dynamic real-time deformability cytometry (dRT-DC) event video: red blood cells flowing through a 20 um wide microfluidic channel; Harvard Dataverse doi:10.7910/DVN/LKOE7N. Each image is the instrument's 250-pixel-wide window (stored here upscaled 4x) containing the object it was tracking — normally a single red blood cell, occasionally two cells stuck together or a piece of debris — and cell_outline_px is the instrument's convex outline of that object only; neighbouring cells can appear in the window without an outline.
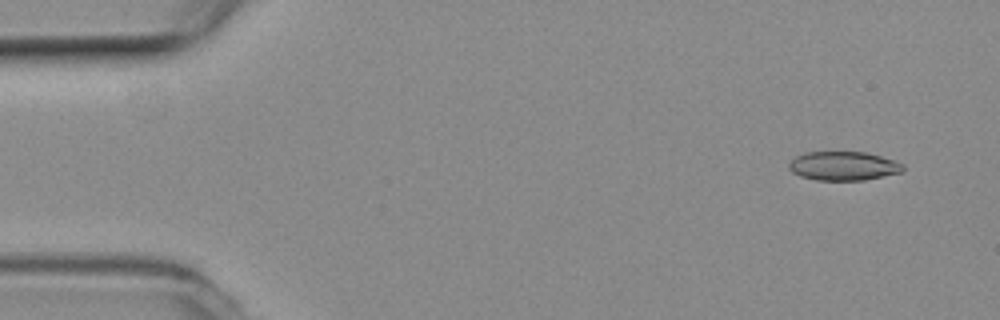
{"species": "common noctule bat (a hibernating species)", "species_latin": "Nyctalus noctula", "temperature_condition": "room temperature", "stored_images_in_passage": 5, "camera_frame_rate_fps": 3000, "um_per_image_px": 0.085, "animal": {"sex": "female", "body_mass_g": 19.3, "forearm_length_mm": 54.1}, "frame": {"image": 1, "passage_image": 2, "time_ms": 0.333, "image_size_px": [1000, 320], "cell_outline_px": [[904, 168], [900, 172], [864, 180], [816, 180], [800, 176], [792, 172], [788, 168], [788, 164], [796, 156], [804, 152], [864, 152], [880, 156], [904, 164]], "centroid_in_image_um": [71.65, 14.1], "position_along_channel_um": 13.4, "area_um2": 19.07}}
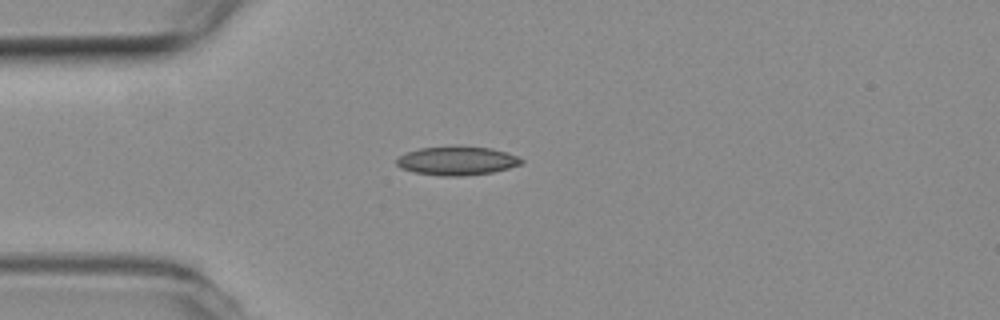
{"frame": {"image": 2, "passage_image": 5, "time_ms": 1.333, "image_size_px": [1000, 320], "cell_outline_px": [[524, 160], [520, 164], [508, 168], [492, 172], [464, 176], [440, 176], [412, 172], [400, 168], [396, 164], [396, 160], [400, 156], [408, 152], [420, 148], [460, 144], [492, 148], [516, 156]], "centroid_in_image_um": [38.81, 13.65], "position_along_channel_um": 46.2, "area_um2": 21.27}}